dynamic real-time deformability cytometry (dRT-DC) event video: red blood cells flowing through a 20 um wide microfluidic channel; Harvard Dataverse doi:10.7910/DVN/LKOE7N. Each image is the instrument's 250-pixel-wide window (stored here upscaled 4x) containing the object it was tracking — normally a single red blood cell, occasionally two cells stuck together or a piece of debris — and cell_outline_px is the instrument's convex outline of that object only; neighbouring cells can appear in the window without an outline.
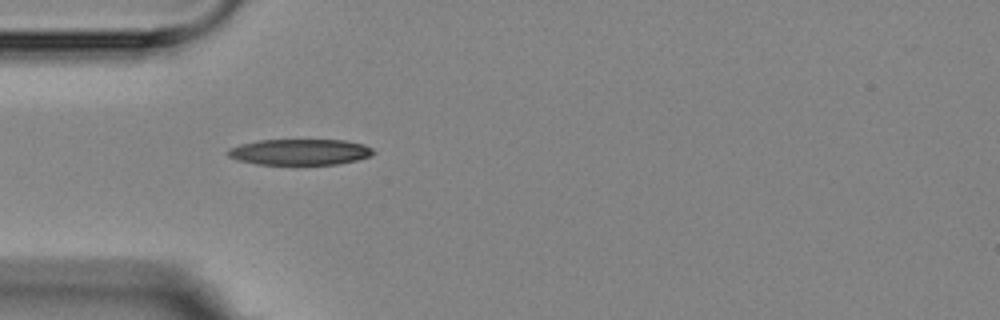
{"species": "Egyptian fruit bat (a non-hibernating species)", "species_latin": "Rousettus aegyptiacus", "temperature_condition": "room temperature", "stored_images_in_passage": 3, "camera_frame_rate_fps": 3000, "um_per_image_px": 0.085, "animal": {"sex": "female"}, "frame": {"image": 1, "passage_image": 3, "time_ms": 2.333, "image_size_px": [1000, 320], "cell_outline_px": [[376, 152], [372, 156], [340, 164], [296, 168], [256, 164], [236, 160], [228, 156], [228, 148], [240, 144], [260, 140], [344, 140], [364, 144], [372, 148]], "centroid_in_image_um": [25.49, 12.98], "position_along_channel_um": 59.5, "area_um2": 23.29}}